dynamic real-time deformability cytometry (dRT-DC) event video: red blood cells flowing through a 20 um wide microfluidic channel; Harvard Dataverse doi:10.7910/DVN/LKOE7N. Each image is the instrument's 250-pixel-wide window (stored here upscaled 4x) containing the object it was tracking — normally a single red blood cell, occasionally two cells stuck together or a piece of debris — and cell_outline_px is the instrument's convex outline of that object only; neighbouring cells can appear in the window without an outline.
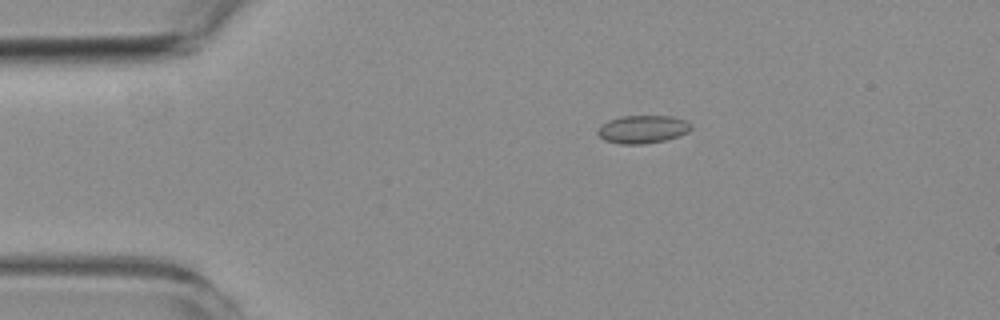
{"species": "common noctule bat (a hibernating species)", "species_latin": "Nyctalus noctula", "temperature_condition": "room temperature", "stored_images_in_passage": 2, "camera_frame_rate_fps": 3000, "um_per_image_px": 0.085, "animal": {"sex": "female", "body_mass_g": 19.3, "forearm_length_mm": 54.1}, "frame": {"image": 1, "passage_image": 1, "time_ms": 0.0, "image_size_px": [1000, 320], "cell_outline_px": [[692, 128], [688, 132], [680, 136], [664, 140], [644, 144], [620, 144], [604, 140], [596, 132], [600, 124], [608, 120], [620, 116], [672, 116], [688, 120], [692, 124]], "centroid_in_image_um": [54.64, 10.98], "position_along_channel_um": 30.4, "area_um2": 15.49}}